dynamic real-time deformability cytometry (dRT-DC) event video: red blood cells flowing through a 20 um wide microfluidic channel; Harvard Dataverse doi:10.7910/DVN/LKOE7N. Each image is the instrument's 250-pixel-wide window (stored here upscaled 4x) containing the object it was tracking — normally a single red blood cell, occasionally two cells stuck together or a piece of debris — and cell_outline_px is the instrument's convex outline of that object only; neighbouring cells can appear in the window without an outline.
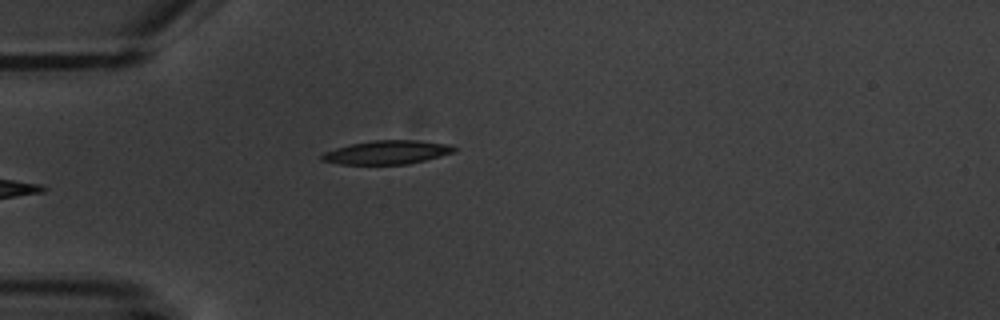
{"species": "common noctule bat (a hibernating species)", "species_latin": "Nyctalus noctula", "temperature_condition": "warm", "stored_images_in_passage": 6, "camera_frame_rate_fps": 3000, "um_per_image_px": 0.085, "animal": {"sex": "male", "body_mass_g": 20.1, "forearm_length_mm": 53.5}, "frame": {"image": 1, "passage_image": 6, "time_ms": 5.667, "image_size_px": [1000, 320], "cell_outline_px": [[456, 152], [408, 164], [340, 164], [320, 160], [320, 156], [324, 152], [336, 148], [352, 144], [372, 140], [416, 140], [448, 144], [456, 148]], "centroid_in_image_um": [32.89, 12.95], "position_along_channel_um": 52.1, "area_um2": 18.15}}